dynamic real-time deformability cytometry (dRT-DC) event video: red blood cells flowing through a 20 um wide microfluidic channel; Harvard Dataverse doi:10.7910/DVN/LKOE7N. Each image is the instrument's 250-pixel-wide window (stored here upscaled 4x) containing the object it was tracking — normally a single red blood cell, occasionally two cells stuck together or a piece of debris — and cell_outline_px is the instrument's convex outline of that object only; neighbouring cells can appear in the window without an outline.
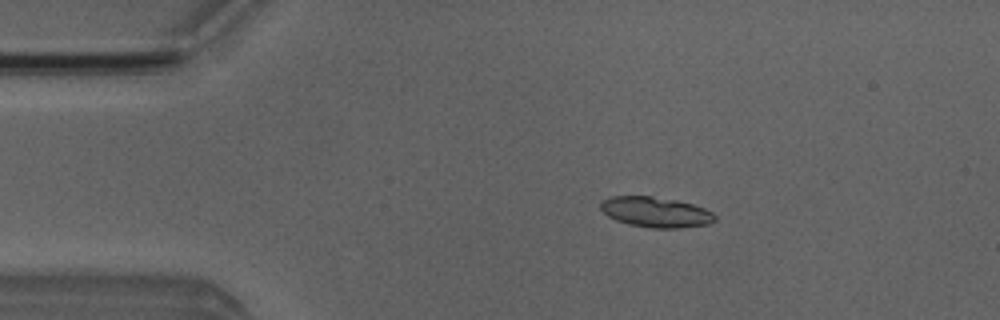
{"species": "Egyptian fruit bat (a non-hibernating species)", "species_latin": "Rousettus aegyptiacus", "temperature_condition": "room temperature", "stored_images_in_passage": 5, "camera_frame_rate_fps": 3000, "um_per_image_px": 0.085, "animal": {"sex": "male"}, "frame": {"image": 1, "passage_image": 3, "time_ms": 2.333, "image_size_px": [1000, 320], "cell_outline_px": [[716, 220], [708, 224], [680, 228], [652, 228], [628, 224], [616, 220], [608, 216], [600, 208], [600, 200], [612, 196], [652, 196], [676, 200], [692, 204], [704, 208], [712, 212], [716, 216]], "centroid_in_image_um": [55.72, 18.02], "position_along_channel_um": 29.3, "area_um2": 20.29}}